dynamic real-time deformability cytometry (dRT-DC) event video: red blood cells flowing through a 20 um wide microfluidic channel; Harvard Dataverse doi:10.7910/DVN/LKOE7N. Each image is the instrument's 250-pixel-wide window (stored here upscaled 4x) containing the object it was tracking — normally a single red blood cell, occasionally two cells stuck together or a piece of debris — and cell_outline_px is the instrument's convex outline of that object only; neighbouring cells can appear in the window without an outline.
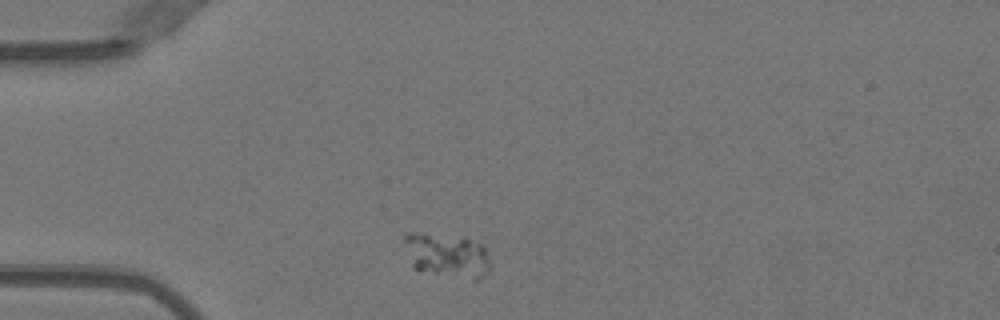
{"species": "Egyptian fruit bat (a non-hibernating species)", "species_latin": "Rousettus aegyptiacus", "temperature_condition": "warm", "stored_images_in_passage": 39, "camera_frame_rate_fps": 3000, "um_per_image_px": 0.085, "animal": {"sex": "female"}, "frame": {"image": 1, "passage_image": 1, "time_ms": 0.0, "image_size_px": [1000, 320], "cell_outline_px": [[488, 268], [484, 276], [476, 280], [472, 280], [420, 272], [412, 264], [404, 240], [404, 236], [408, 232], [416, 232], [468, 240], [484, 244], [488, 256]], "centroid_in_image_um": [38.0, 21.75], "position_along_channel_um": 47.0, "area_um2": 21.73}}
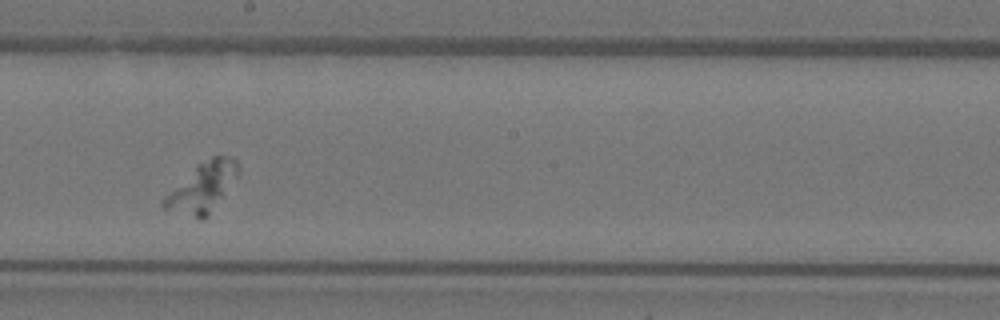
{"frame": {"image": 2, "passage_image": 17, "time_ms": 5.333, "image_size_px": [1000, 320], "cell_outline_px": [[240, 168], [236, 176], [208, 216], [204, 220], [200, 220], [164, 208], [164, 196], [196, 164], [212, 156], [232, 156], [236, 160]], "centroid_in_image_um": [17.19, 15.91], "position_along_channel_um": 231.0, "area_um2": 20.98}}
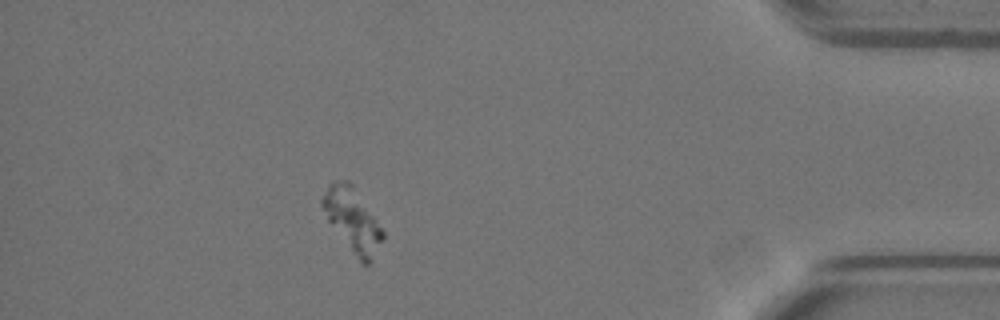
{"frame": {"image": 3, "passage_image": 34, "time_ms": 11.0, "image_size_px": [1000, 320], "cell_outline_px": [[384, 236], [368, 264], [364, 264], [360, 260], [328, 220], [320, 204], [320, 200], [328, 184], [336, 180], [348, 180], [352, 184], [384, 232]], "centroid_in_image_um": [29.92, 18.62], "position_along_channel_um": 405.3, "area_um2": 21.27}}